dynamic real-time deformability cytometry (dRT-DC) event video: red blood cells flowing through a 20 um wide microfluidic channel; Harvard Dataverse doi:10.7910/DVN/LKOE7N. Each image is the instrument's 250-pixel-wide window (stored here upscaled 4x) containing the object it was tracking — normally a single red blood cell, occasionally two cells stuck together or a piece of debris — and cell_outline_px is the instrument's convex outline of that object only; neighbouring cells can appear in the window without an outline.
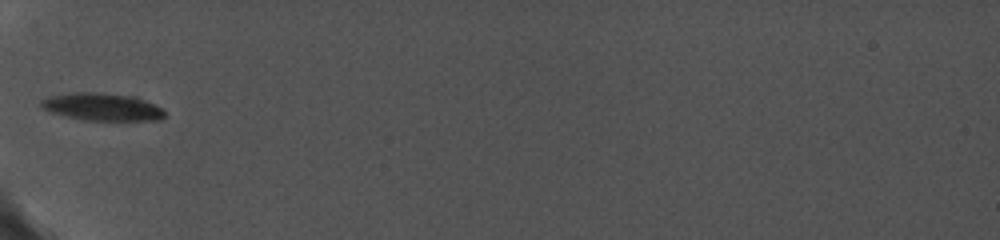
{"species": "common noctule bat (a hibernating species)", "species_latin": "Nyctalus noctula", "temperature_condition": "cold", "stored_images_in_passage": 19, "camera_frame_rate_fps": 5000, "um_per_image_px": 0.085, "animal": {"sex": "female", "body_mass_g": 19.0, "forearm_length_mm": 56.7}, "frame": {"image": 1, "passage_image": 1, "time_ms": 0.0, "image_size_px": [1000, 240], "cell_outline_px": [[164, 116], [160, 120], [84, 120], [52, 112], [40, 108], [40, 100], [48, 96], [76, 92], [92, 92], [136, 96], [160, 108], [164, 112]], "centroid_in_image_um": [8.64, 9.08], "position_along_channel_um": 76.4, "area_um2": 19.59}}